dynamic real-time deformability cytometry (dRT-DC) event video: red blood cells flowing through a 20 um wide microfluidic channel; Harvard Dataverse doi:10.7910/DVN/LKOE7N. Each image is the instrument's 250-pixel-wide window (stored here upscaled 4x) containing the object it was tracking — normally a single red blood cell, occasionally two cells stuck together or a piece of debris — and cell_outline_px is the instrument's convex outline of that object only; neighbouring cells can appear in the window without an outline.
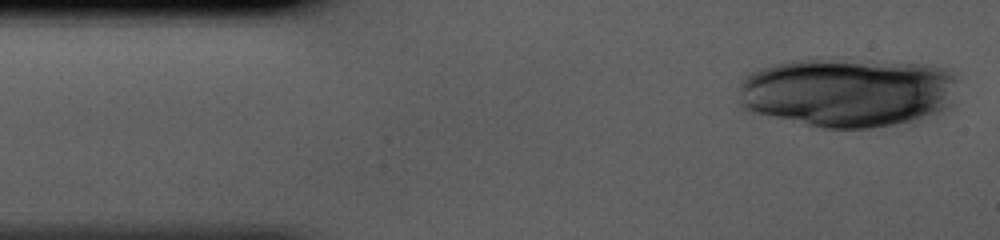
{"species": "human", "species_latin": "Homo sapiens", "temperature_condition": "cold", "stored_images_in_passage": 9, "camera_frame_rate_fps": 3000, "um_per_image_px": 0.085, "donor": {"sex": "male"}, "frame": {"image": 1, "passage_image": 1, "time_ms": 0.0, "image_size_px": [1000, 240], "cell_outline_px": [[956, 80], [952, 108], [916, 120], [896, 124], [868, 128], [824, 128], [804, 124], [768, 116], [752, 112], [744, 108], [740, 104], [736, 88], [744, 76], [760, 68], [772, 64], [788, 60], [816, 56], [848, 56], [924, 64], [944, 68], [952, 72], [956, 76]], "centroid_in_image_um": [72.03, 7.78], "position_along_channel_um": 13.0, "area_um2": 91.67}}